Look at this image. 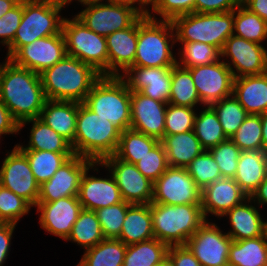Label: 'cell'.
Masks as SVG:
<instances>
[{
	"instance_id": "54",
	"label": "cell",
	"mask_w": 267,
	"mask_h": 266,
	"mask_svg": "<svg viewBox=\"0 0 267 266\" xmlns=\"http://www.w3.org/2000/svg\"><path fill=\"white\" fill-rule=\"evenodd\" d=\"M19 131V122L13 117L9 109L0 101V136L3 134H16Z\"/></svg>"
},
{
	"instance_id": "31",
	"label": "cell",
	"mask_w": 267,
	"mask_h": 266,
	"mask_svg": "<svg viewBox=\"0 0 267 266\" xmlns=\"http://www.w3.org/2000/svg\"><path fill=\"white\" fill-rule=\"evenodd\" d=\"M33 122L30 133V141L27 147L15 145L19 150H44L50 152H73L71 144L50 128L43 120L32 118L20 123V129Z\"/></svg>"
},
{
	"instance_id": "61",
	"label": "cell",
	"mask_w": 267,
	"mask_h": 266,
	"mask_svg": "<svg viewBox=\"0 0 267 266\" xmlns=\"http://www.w3.org/2000/svg\"><path fill=\"white\" fill-rule=\"evenodd\" d=\"M157 266H175L173 261L166 256Z\"/></svg>"
},
{
	"instance_id": "19",
	"label": "cell",
	"mask_w": 267,
	"mask_h": 266,
	"mask_svg": "<svg viewBox=\"0 0 267 266\" xmlns=\"http://www.w3.org/2000/svg\"><path fill=\"white\" fill-rule=\"evenodd\" d=\"M40 225L45 231L67 240L82 210L78 196H69L53 202H37Z\"/></svg>"
},
{
	"instance_id": "45",
	"label": "cell",
	"mask_w": 267,
	"mask_h": 266,
	"mask_svg": "<svg viewBox=\"0 0 267 266\" xmlns=\"http://www.w3.org/2000/svg\"><path fill=\"white\" fill-rule=\"evenodd\" d=\"M131 205L122 201L118 204L95 210L105 238L117 239L120 236L127 209Z\"/></svg>"
},
{
	"instance_id": "38",
	"label": "cell",
	"mask_w": 267,
	"mask_h": 266,
	"mask_svg": "<svg viewBox=\"0 0 267 266\" xmlns=\"http://www.w3.org/2000/svg\"><path fill=\"white\" fill-rule=\"evenodd\" d=\"M105 239L95 211L82 209L67 241H73L86 250Z\"/></svg>"
},
{
	"instance_id": "48",
	"label": "cell",
	"mask_w": 267,
	"mask_h": 266,
	"mask_svg": "<svg viewBox=\"0 0 267 266\" xmlns=\"http://www.w3.org/2000/svg\"><path fill=\"white\" fill-rule=\"evenodd\" d=\"M209 151L220 168L222 178H234L241 153L240 148L231 139H227Z\"/></svg>"
},
{
	"instance_id": "30",
	"label": "cell",
	"mask_w": 267,
	"mask_h": 266,
	"mask_svg": "<svg viewBox=\"0 0 267 266\" xmlns=\"http://www.w3.org/2000/svg\"><path fill=\"white\" fill-rule=\"evenodd\" d=\"M170 167L186 168L205 149L194 131L164 136L161 140Z\"/></svg>"
},
{
	"instance_id": "46",
	"label": "cell",
	"mask_w": 267,
	"mask_h": 266,
	"mask_svg": "<svg viewBox=\"0 0 267 266\" xmlns=\"http://www.w3.org/2000/svg\"><path fill=\"white\" fill-rule=\"evenodd\" d=\"M196 112L194 108L167 104L164 136L192 131Z\"/></svg>"
},
{
	"instance_id": "13",
	"label": "cell",
	"mask_w": 267,
	"mask_h": 266,
	"mask_svg": "<svg viewBox=\"0 0 267 266\" xmlns=\"http://www.w3.org/2000/svg\"><path fill=\"white\" fill-rule=\"evenodd\" d=\"M0 185L25 199L32 207L36 206L40 185L31 171L26 156L16 146L2 163Z\"/></svg>"
},
{
	"instance_id": "44",
	"label": "cell",
	"mask_w": 267,
	"mask_h": 266,
	"mask_svg": "<svg viewBox=\"0 0 267 266\" xmlns=\"http://www.w3.org/2000/svg\"><path fill=\"white\" fill-rule=\"evenodd\" d=\"M230 139L241 151L263 150L260 115H248Z\"/></svg>"
},
{
	"instance_id": "29",
	"label": "cell",
	"mask_w": 267,
	"mask_h": 266,
	"mask_svg": "<svg viewBox=\"0 0 267 266\" xmlns=\"http://www.w3.org/2000/svg\"><path fill=\"white\" fill-rule=\"evenodd\" d=\"M154 238L150 204H132L126 213L120 236L117 238L131 245Z\"/></svg>"
},
{
	"instance_id": "51",
	"label": "cell",
	"mask_w": 267,
	"mask_h": 266,
	"mask_svg": "<svg viewBox=\"0 0 267 266\" xmlns=\"http://www.w3.org/2000/svg\"><path fill=\"white\" fill-rule=\"evenodd\" d=\"M23 15V2L18 3L0 18V43L9 47L15 37Z\"/></svg>"
},
{
	"instance_id": "32",
	"label": "cell",
	"mask_w": 267,
	"mask_h": 266,
	"mask_svg": "<svg viewBox=\"0 0 267 266\" xmlns=\"http://www.w3.org/2000/svg\"><path fill=\"white\" fill-rule=\"evenodd\" d=\"M229 266H267V240L257 238L233 241L230 246Z\"/></svg>"
},
{
	"instance_id": "50",
	"label": "cell",
	"mask_w": 267,
	"mask_h": 266,
	"mask_svg": "<svg viewBox=\"0 0 267 266\" xmlns=\"http://www.w3.org/2000/svg\"><path fill=\"white\" fill-rule=\"evenodd\" d=\"M152 10L162 20L172 21L177 16L195 12V0H158Z\"/></svg>"
},
{
	"instance_id": "63",
	"label": "cell",
	"mask_w": 267,
	"mask_h": 266,
	"mask_svg": "<svg viewBox=\"0 0 267 266\" xmlns=\"http://www.w3.org/2000/svg\"><path fill=\"white\" fill-rule=\"evenodd\" d=\"M69 3L72 2V0H68ZM79 2H81L82 4H85V3H88V2H100V1H103V0H78Z\"/></svg>"
},
{
	"instance_id": "15",
	"label": "cell",
	"mask_w": 267,
	"mask_h": 266,
	"mask_svg": "<svg viewBox=\"0 0 267 266\" xmlns=\"http://www.w3.org/2000/svg\"><path fill=\"white\" fill-rule=\"evenodd\" d=\"M97 162L73 155L48 181L40 185L38 202H53L69 196H78L80 181L87 168L94 169Z\"/></svg>"
},
{
	"instance_id": "12",
	"label": "cell",
	"mask_w": 267,
	"mask_h": 266,
	"mask_svg": "<svg viewBox=\"0 0 267 266\" xmlns=\"http://www.w3.org/2000/svg\"><path fill=\"white\" fill-rule=\"evenodd\" d=\"M152 203L201 204V190L186 168L169 166L153 184Z\"/></svg>"
},
{
	"instance_id": "26",
	"label": "cell",
	"mask_w": 267,
	"mask_h": 266,
	"mask_svg": "<svg viewBox=\"0 0 267 266\" xmlns=\"http://www.w3.org/2000/svg\"><path fill=\"white\" fill-rule=\"evenodd\" d=\"M77 114L78 102L47 99L39 118L72 144L76 135Z\"/></svg>"
},
{
	"instance_id": "11",
	"label": "cell",
	"mask_w": 267,
	"mask_h": 266,
	"mask_svg": "<svg viewBox=\"0 0 267 266\" xmlns=\"http://www.w3.org/2000/svg\"><path fill=\"white\" fill-rule=\"evenodd\" d=\"M97 165H102L112 172L123 201L130 204L152 203L154 183L146 178L135 164L111 155L97 162Z\"/></svg>"
},
{
	"instance_id": "33",
	"label": "cell",
	"mask_w": 267,
	"mask_h": 266,
	"mask_svg": "<svg viewBox=\"0 0 267 266\" xmlns=\"http://www.w3.org/2000/svg\"><path fill=\"white\" fill-rule=\"evenodd\" d=\"M127 245L119 239L105 238L83 254L77 266H123Z\"/></svg>"
},
{
	"instance_id": "37",
	"label": "cell",
	"mask_w": 267,
	"mask_h": 266,
	"mask_svg": "<svg viewBox=\"0 0 267 266\" xmlns=\"http://www.w3.org/2000/svg\"><path fill=\"white\" fill-rule=\"evenodd\" d=\"M198 102L201 103L191 72L178 64L174 65L171 70V88L168 103L193 108Z\"/></svg>"
},
{
	"instance_id": "3",
	"label": "cell",
	"mask_w": 267,
	"mask_h": 266,
	"mask_svg": "<svg viewBox=\"0 0 267 266\" xmlns=\"http://www.w3.org/2000/svg\"><path fill=\"white\" fill-rule=\"evenodd\" d=\"M121 130L109 120L78 103L76 135L71 144L74 155L101 162L116 152Z\"/></svg>"
},
{
	"instance_id": "28",
	"label": "cell",
	"mask_w": 267,
	"mask_h": 266,
	"mask_svg": "<svg viewBox=\"0 0 267 266\" xmlns=\"http://www.w3.org/2000/svg\"><path fill=\"white\" fill-rule=\"evenodd\" d=\"M267 177V153L263 150L241 151L234 180L248 197Z\"/></svg>"
},
{
	"instance_id": "24",
	"label": "cell",
	"mask_w": 267,
	"mask_h": 266,
	"mask_svg": "<svg viewBox=\"0 0 267 266\" xmlns=\"http://www.w3.org/2000/svg\"><path fill=\"white\" fill-rule=\"evenodd\" d=\"M89 168L82 175L78 199L82 209L97 210L122 202L120 190L111 174L110 178L88 176Z\"/></svg>"
},
{
	"instance_id": "56",
	"label": "cell",
	"mask_w": 267,
	"mask_h": 266,
	"mask_svg": "<svg viewBox=\"0 0 267 266\" xmlns=\"http://www.w3.org/2000/svg\"><path fill=\"white\" fill-rule=\"evenodd\" d=\"M241 4L267 23V0H241Z\"/></svg>"
},
{
	"instance_id": "34",
	"label": "cell",
	"mask_w": 267,
	"mask_h": 266,
	"mask_svg": "<svg viewBox=\"0 0 267 266\" xmlns=\"http://www.w3.org/2000/svg\"><path fill=\"white\" fill-rule=\"evenodd\" d=\"M27 158L36 181L41 185L73 155V152H50L44 150H20Z\"/></svg>"
},
{
	"instance_id": "62",
	"label": "cell",
	"mask_w": 267,
	"mask_h": 266,
	"mask_svg": "<svg viewBox=\"0 0 267 266\" xmlns=\"http://www.w3.org/2000/svg\"><path fill=\"white\" fill-rule=\"evenodd\" d=\"M108 3L126 4L133 6V0H106Z\"/></svg>"
},
{
	"instance_id": "36",
	"label": "cell",
	"mask_w": 267,
	"mask_h": 266,
	"mask_svg": "<svg viewBox=\"0 0 267 266\" xmlns=\"http://www.w3.org/2000/svg\"><path fill=\"white\" fill-rule=\"evenodd\" d=\"M168 248L156 238L127 245L123 266H157L167 256Z\"/></svg>"
},
{
	"instance_id": "39",
	"label": "cell",
	"mask_w": 267,
	"mask_h": 266,
	"mask_svg": "<svg viewBox=\"0 0 267 266\" xmlns=\"http://www.w3.org/2000/svg\"><path fill=\"white\" fill-rule=\"evenodd\" d=\"M193 131L205 150H209L228 139L217 114L210 105L199 115L196 114Z\"/></svg>"
},
{
	"instance_id": "6",
	"label": "cell",
	"mask_w": 267,
	"mask_h": 266,
	"mask_svg": "<svg viewBox=\"0 0 267 266\" xmlns=\"http://www.w3.org/2000/svg\"><path fill=\"white\" fill-rule=\"evenodd\" d=\"M67 3L68 0H24L21 22L6 58L36 39L59 34L64 20L59 12Z\"/></svg>"
},
{
	"instance_id": "20",
	"label": "cell",
	"mask_w": 267,
	"mask_h": 266,
	"mask_svg": "<svg viewBox=\"0 0 267 266\" xmlns=\"http://www.w3.org/2000/svg\"><path fill=\"white\" fill-rule=\"evenodd\" d=\"M167 104L131 91L130 128L161 141L164 138Z\"/></svg>"
},
{
	"instance_id": "58",
	"label": "cell",
	"mask_w": 267,
	"mask_h": 266,
	"mask_svg": "<svg viewBox=\"0 0 267 266\" xmlns=\"http://www.w3.org/2000/svg\"><path fill=\"white\" fill-rule=\"evenodd\" d=\"M24 0H0V18L18 3L23 2Z\"/></svg>"
},
{
	"instance_id": "64",
	"label": "cell",
	"mask_w": 267,
	"mask_h": 266,
	"mask_svg": "<svg viewBox=\"0 0 267 266\" xmlns=\"http://www.w3.org/2000/svg\"><path fill=\"white\" fill-rule=\"evenodd\" d=\"M264 235H265L266 240H267V221L265 222Z\"/></svg>"
},
{
	"instance_id": "47",
	"label": "cell",
	"mask_w": 267,
	"mask_h": 266,
	"mask_svg": "<svg viewBox=\"0 0 267 266\" xmlns=\"http://www.w3.org/2000/svg\"><path fill=\"white\" fill-rule=\"evenodd\" d=\"M32 206L11 190L0 186V223L15 224Z\"/></svg>"
},
{
	"instance_id": "16",
	"label": "cell",
	"mask_w": 267,
	"mask_h": 266,
	"mask_svg": "<svg viewBox=\"0 0 267 266\" xmlns=\"http://www.w3.org/2000/svg\"><path fill=\"white\" fill-rule=\"evenodd\" d=\"M202 104L209 106L233 95L234 76L230 67L220 60L210 64L187 68Z\"/></svg>"
},
{
	"instance_id": "35",
	"label": "cell",
	"mask_w": 267,
	"mask_h": 266,
	"mask_svg": "<svg viewBox=\"0 0 267 266\" xmlns=\"http://www.w3.org/2000/svg\"><path fill=\"white\" fill-rule=\"evenodd\" d=\"M160 141L133 129L121 131L119 143L114 156L120 160L136 164Z\"/></svg>"
},
{
	"instance_id": "14",
	"label": "cell",
	"mask_w": 267,
	"mask_h": 266,
	"mask_svg": "<svg viewBox=\"0 0 267 266\" xmlns=\"http://www.w3.org/2000/svg\"><path fill=\"white\" fill-rule=\"evenodd\" d=\"M233 240L214 223L206 222L188 239L186 246L201 266L228 265Z\"/></svg>"
},
{
	"instance_id": "53",
	"label": "cell",
	"mask_w": 267,
	"mask_h": 266,
	"mask_svg": "<svg viewBox=\"0 0 267 266\" xmlns=\"http://www.w3.org/2000/svg\"><path fill=\"white\" fill-rule=\"evenodd\" d=\"M167 256L175 266H201L186 245L169 246Z\"/></svg>"
},
{
	"instance_id": "9",
	"label": "cell",
	"mask_w": 267,
	"mask_h": 266,
	"mask_svg": "<svg viewBox=\"0 0 267 266\" xmlns=\"http://www.w3.org/2000/svg\"><path fill=\"white\" fill-rule=\"evenodd\" d=\"M72 19L64 18L62 23L67 55L90 65L102 76H108L106 37L90 30L76 17Z\"/></svg>"
},
{
	"instance_id": "10",
	"label": "cell",
	"mask_w": 267,
	"mask_h": 266,
	"mask_svg": "<svg viewBox=\"0 0 267 266\" xmlns=\"http://www.w3.org/2000/svg\"><path fill=\"white\" fill-rule=\"evenodd\" d=\"M75 17L98 35L107 37L132 26L143 13L139 7L117 3L88 2Z\"/></svg>"
},
{
	"instance_id": "60",
	"label": "cell",
	"mask_w": 267,
	"mask_h": 266,
	"mask_svg": "<svg viewBox=\"0 0 267 266\" xmlns=\"http://www.w3.org/2000/svg\"><path fill=\"white\" fill-rule=\"evenodd\" d=\"M158 0H133V6L135 7L134 3H138L139 5V10L143 13V14H148L149 10L144 6H148L149 4H151L152 9L154 8V6L157 4Z\"/></svg>"
},
{
	"instance_id": "18",
	"label": "cell",
	"mask_w": 267,
	"mask_h": 266,
	"mask_svg": "<svg viewBox=\"0 0 267 266\" xmlns=\"http://www.w3.org/2000/svg\"><path fill=\"white\" fill-rule=\"evenodd\" d=\"M66 55L65 39L61 31L59 34L36 39L22 46L10 60L16 66L41 74Z\"/></svg>"
},
{
	"instance_id": "41",
	"label": "cell",
	"mask_w": 267,
	"mask_h": 266,
	"mask_svg": "<svg viewBox=\"0 0 267 266\" xmlns=\"http://www.w3.org/2000/svg\"><path fill=\"white\" fill-rule=\"evenodd\" d=\"M210 106L217 114L218 120L228 139L235 134L249 115L233 95L223 98Z\"/></svg>"
},
{
	"instance_id": "4",
	"label": "cell",
	"mask_w": 267,
	"mask_h": 266,
	"mask_svg": "<svg viewBox=\"0 0 267 266\" xmlns=\"http://www.w3.org/2000/svg\"><path fill=\"white\" fill-rule=\"evenodd\" d=\"M156 19L151 12L138 19V40L133 66L173 67L178 62L171 51L176 43L172 21Z\"/></svg>"
},
{
	"instance_id": "43",
	"label": "cell",
	"mask_w": 267,
	"mask_h": 266,
	"mask_svg": "<svg viewBox=\"0 0 267 266\" xmlns=\"http://www.w3.org/2000/svg\"><path fill=\"white\" fill-rule=\"evenodd\" d=\"M186 169L201 191L212 182L222 178L220 168L209 150H204L194 158Z\"/></svg>"
},
{
	"instance_id": "8",
	"label": "cell",
	"mask_w": 267,
	"mask_h": 266,
	"mask_svg": "<svg viewBox=\"0 0 267 266\" xmlns=\"http://www.w3.org/2000/svg\"><path fill=\"white\" fill-rule=\"evenodd\" d=\"M176 41L203 42L220 51L225 41L234 34V10L222 13L184 14L172 20Z\"/></svg>"
},
{
	"instance_id": "22",
	"label": "cell",
	"mask_w": 267,
	"mask_h": 266,
	"mask_svg": "<svg viewBox=\"0 0 267 266\" xmlns=\"http://www.w3.org/2000/svg\"><path fill=\"white\" fill-rule=\"evenodd\" d=\"M249 197L239 187L234 178H221L201 191V206L205 219L211 213L219 217L240 205Z\"/></svg>"
},
{
	"instance_id": "7",
	"label": "cell",
	"mask_w": 267,
	"mask_h": 266,
	"mask_svg": "<svg viewBox=\"0 0 267 266\" xmlns=\"http://www.w3.org/2000/svg\"><path fill=\"white\" fill-rule=\"evenodd\" d=\"M83 103L121 131L130 129L131 90L121 76H102Z\"/></svg>"
},
{
	"instance_id": "42",
	"label": "cell",
	"mask_w": 267,
	"mask_h": 266,
	"mask_svg": "<svg viewBox=\"0 0 267 266\" xmlns=\"http://www.w3.org/2000/svg\"><path fill=\"white\" fill-rule=\"evenodd\" d=\"M183 44L181 52V63L177 64L183 68L210 65L221 58V51L203 42H180ZM181 64V65H180Z\"/></svg>"
},
{
	"instance_id": "25",
	"label": "cell",
	"mask_w": 267,
	"mask_h": 266,
	"mask_svg": "<svg viewBox=\"0 0 267 266\" xmlns=\"http://www.w3.org/2000/svg\"><path fill=\"white\" fill-rule=\"evenodd\" d=\"M233 96L249 115L267 111V72L234 78Z\"/></svg>"
},
{
	"instance_id": "21",
	"label": "cell",
	"mask_w": 267,
	"mask_h": 266,
	"mask_svg": "<svg viewBox=\"0 0 267 266\" xmlns=\"http://www.w3.org/2000/svg\"><path fill=\"white\" fill-rule=\"evenodd\" d=\"M172 67H130L123 77L128 88L149 98L168 103Z\"/></svg>"
},
{
	"instance_id": "49",
	"label": "cell",
	"mask_w": 267,
	"mask_h": 266,
	"mask_svg": "<svg viewBox=\"0 0 267 266\" xmlns=\"http://www.w3.org/2000/svg\"><path fill=\"white\" fill-rule=\"evenodd\" d=\"M137 169L151 182H155L169 167L167 155L160 141L136 164Z\"/></svg>"
},
{
	"instance_id": "5",
	"label": "cell",
	"mask_w": 267,
	"mask_h": 266,
	"mask_svg": "<svg viewBox=\"0 0 267 266\" xmlns=\"http://www.w3.org/2000/svg\"><path fill=\"white\" fill-rule=\"evenodd\" d=\"M154 238L168 246L186 245L206 222L201 204L150 203Z\"/></svg>"
},
{
	"instance_id": "52",
	"label": "cell",
	"mask_w": 267,
	"mask_h": 266,
	"mask_svg": "<svg viewBox=\"0 0 267 266\" xmlns=\"http://www.w3.org/2000/svg\"><path fill=\"white\" fill-rule=\"evenodd\" d=\"M241 4V0H195L197 13H222L233 11Z\"/></svg>"
},
{
	"instance_id": "55",
	"label": "cell",
	"mask_w": 267,
	"mask_h": 266,
	"mask_svg": "<svg viewBox=\"0 0 267 266\" xmlns=\"http://www.w3.org/2000/svg\"><path fill=\"white\" fill-rule=\"evenodd\" d=\"M15 224L0 223V266H3L9 254L10 242Z\"/></svg>"
},
{
	"instance_id": "23",
	"label": "cell",
	"mask_w": 267,
	"mask_h": 266,
	"mask_svg": "<svg viewBox=\"0 0 267 266\" xmlns=\"http://www.w3.org/2000/svg\"><path fill=\"white\" fill-rule=\"evenodd\" d=\"M138 40V20L130 27L106 37L108 49V76H121L133 66Z\"/></svg>"
},
{
	"instance_id": "27",
	"label": "cell",
	"mask_w": 267,
	"mask_h": 266,
	"mask_svg": "<svg viewBox=\"0 0 267 266\" xmlns=\"http://www.w3.org/2000/svg\"><path fill=\"white\" fill-rule=\"evenodd\" d=\"M249 202H252L250 198L240 205L234 206L223 215L229 216L232 231L230 230L227 234L233 241L252 239L264 235L265 221L262 220L255 206L248 205Z\"/></svg>"
},
{
	"instance_id": "59",
	"label": "cell",
	"mask_w": 267,
	"mask_h": 266,
	"mask_svg": "<svg viewBox=\"0 0 267 266\" xmlns=\"http://www.w3.org/2000/svg\"><path fill=\"white\" fill-rule=\"evenodd\" d=\"M262 121V145L263 151L267 153V111L260 115Z\"/></svg>"
},
{
	"instance_id": "17",
	"label": "cell",
	"mask_w": 267,
	"mask_h": 266,
	"mask_svg": "<svg viewBox=\"0 0 267 266\" xmlns=\"http://www.w3.org/2000/svg\"><path fill=\"white\" fill-rule=\"evenodd\" d=\"M222 57H229L230 67L234 78L251 75H261L267 72V50L259 43L231 35L221 50ZM237 72V73H236Z\"/></svg>"
},
{
	"instance_id": "2",
	"label": "cell",
	"mask_w": 267,
	"mask_h": 266,
	"mask_svg": "<svg viewBox=\"0 0 267 266\" xmlns=\"http://www.w3.org/2000/svg\"><path fill=\"white\" fill-rule=\"evenodd\" d=\"M40 77L46 99L83 103L102 75L90 65L66 55L45 69Z\"/></svg>"
},
{
	"instance_id": "1",
	"label": "cell",
	"mask_w": 267,
	"mask_h": 266,
	"mask_svg": "<svg viewBox=\"0 0 267 266\" xmlns=\"http://www.w3.org/2000/svg\"><path fill=\"white\" fill-rule=\"evenodd\" d=\"M46 100L40 74L10 59L0 64V101L19 124L40 117Z\"/></svg>"
},
{
	"instance_id": "57",
	"label": "cell",
	"mask_w": 267,
	"mask_h": 266,
	"mask_svg": "<svg viewBox=\"0 0 267 266\" xmlns=\"http://www.w3.org/2000/svg\"><path fill=\"white\" fill-rule=\"evenodd\" d=\"M251 200L257 201L258 204H267V177L258 185L257 189L249 197Z\"/></svg>"
},
{
	"instance_id": "40",
	"label": "cell",
	"mask_w": 267,
	"mask_h": 266,
	"mask_svg": "<svg viewBox=\"0 0 267 266\" xmlns=\"http://www.w3.org/2000/svg\"><path fill=\"white\" fill-rule=\"evenodd\" d=\"M235 36L261 44L267 38V23L242 4L234 9Z\"/></svg>"
}]
</instances>
